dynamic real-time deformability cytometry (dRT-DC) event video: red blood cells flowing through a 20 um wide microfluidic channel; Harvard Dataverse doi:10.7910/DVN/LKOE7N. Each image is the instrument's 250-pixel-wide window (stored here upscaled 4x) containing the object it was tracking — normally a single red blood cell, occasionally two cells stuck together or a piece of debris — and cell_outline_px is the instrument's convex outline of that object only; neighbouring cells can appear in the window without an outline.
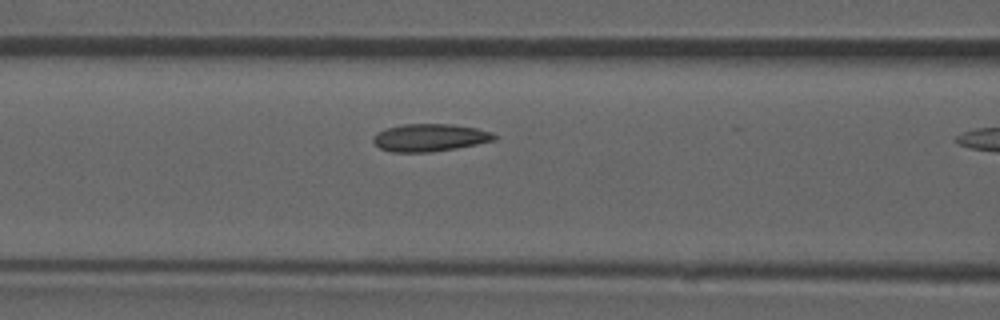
{"species": "common noctule bat (a hibernating species)", "species_latin": "Nyctalus noctula", "temperature_condition": "room temperature", "stored_images_in_passage": 11, "camera_frame_rate_fps": 3000, "um_per_image_px": 0.085, "animal": {"sex": "male", "forearm_length_mm": 52.5}, "frame": {"image": 1, "passage_image": 10, "time_ms": 3.0, "image_size_px": [1000, 320], "cell_outline_px": [[496, 140], [456, 148], [428, 152], [392, 152], [380, 148], [372, 140], [372, 136], [376, 132], [384, 128], [404, 124], [452, 124], [476, 128], [492, 132], [496, 136]], "centroid_in_image_um": [36.5, 11.69], "position_along_channel_um": 130.1, "area_um2": 19.48}}